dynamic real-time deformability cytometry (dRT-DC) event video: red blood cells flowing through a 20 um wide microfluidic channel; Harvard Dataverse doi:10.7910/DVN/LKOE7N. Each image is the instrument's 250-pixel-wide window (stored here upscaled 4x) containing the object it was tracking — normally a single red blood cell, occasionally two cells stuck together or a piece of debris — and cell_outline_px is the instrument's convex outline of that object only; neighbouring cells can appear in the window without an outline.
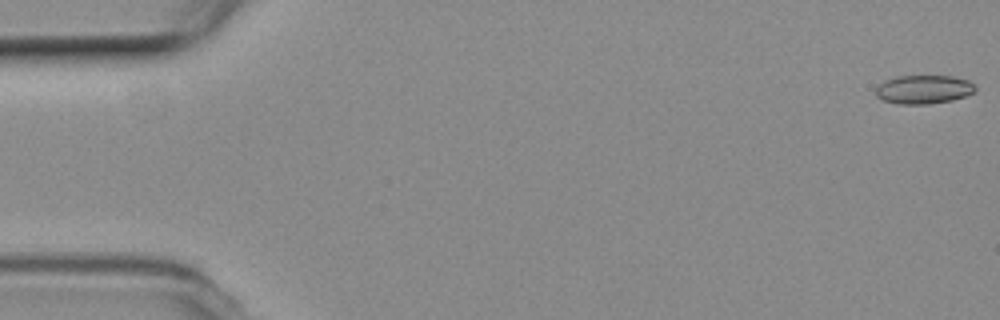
{"species": "common noctule bat (a hibernating species)", "species_latin": "Nyctalus noctula", "temperature_condition": "room temperature", "stored_images_in_passage": 22, "camera_frame_rate_fps": 3000, "um_per_image_px": 0.085, "animal": {"sex": "female", "body_mass_g": 19.3, "forearm_length_mm": 54.1}, "frame": {"image": 1, "passage_image": 1, "time_ms": 0.0, "image_size_px": [1000, 320], "cell_outline_px": [[976, 92], [952, 100], [928, 104], [900, 104], [884, 100], [876, 96], [876, 88], [884, 80], [896, 76], [952, 76], [968, 80], [976, 88]], "centroid_in_image_um": [78.51, 7.6], "position_along_channel_um": 6.5, "area_um2": 16.59}}
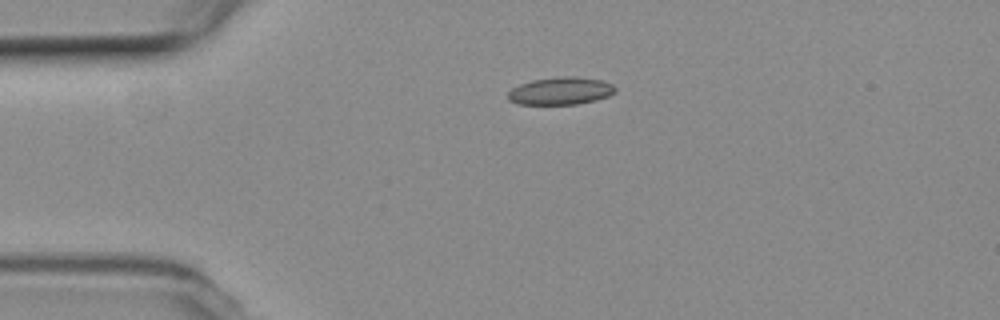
{"frame": {"image": 2, "passage_image": 13, "time_ms": 4.0, "image_size_px": [1000, 320], "cell_outline_px": [[616, 92], [608, 96], [596, 100], [576, 104], [516, 104], [508, 100], [508, 92], [512, 88], [520, 84], [532, 80], [560, 76], [576, 76], [600, 80], [612, 84], [616, 88]], "centroid_in_image_um": [47.64, 7.73], "position_along_channel_um": 37.4, "area_um2": 17.28}}
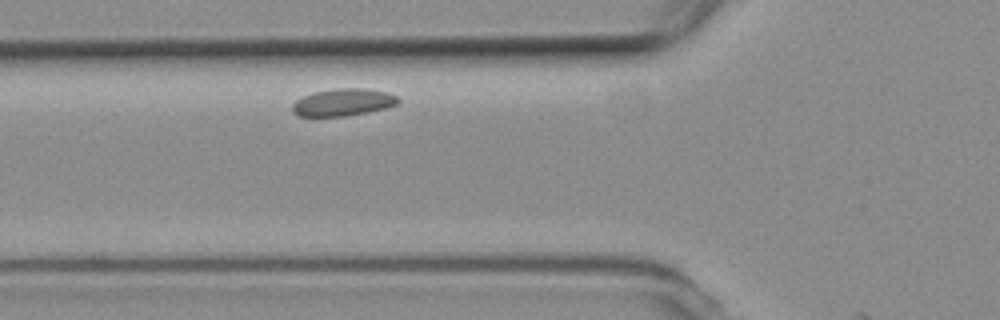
{"frame": {"image": 3, "passage_image": 21, "time_ms": 6.667, "image_size_px": [1000, 320], "cell_outline_px": [[400, 104], [388, 108], [368, 112], [344, 116], [300, 116], [292, 112], [292, 104], [296, 100], [312, 92], [336, 88], [364, 88], [388, 92], [396, 96], [400, 100]], "centroid_in_image_um": [29.2, 8.69], "position_along_channel_um": 96.6, "area_um2": 16.99}}